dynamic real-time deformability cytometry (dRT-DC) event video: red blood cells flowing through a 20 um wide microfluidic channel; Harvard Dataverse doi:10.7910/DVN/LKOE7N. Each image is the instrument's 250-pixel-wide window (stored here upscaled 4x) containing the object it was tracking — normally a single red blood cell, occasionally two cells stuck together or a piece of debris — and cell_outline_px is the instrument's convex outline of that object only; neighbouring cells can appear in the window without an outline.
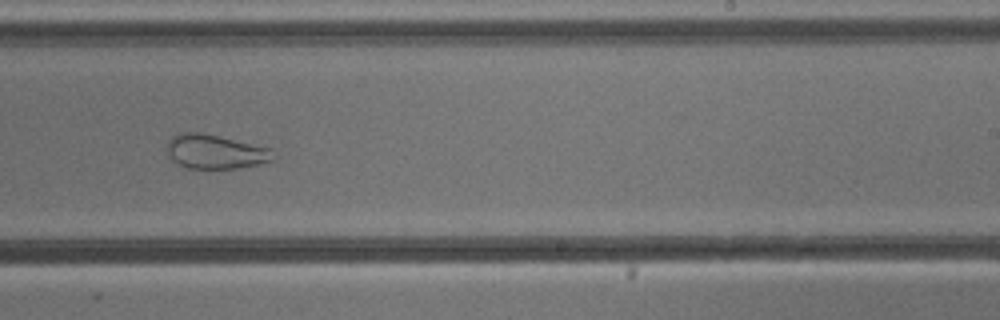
{"species": "common noctule bat (a hibernating species)", "species_latin": "Nyctalus noctula", "temperature_condition": "cold", "stored_images_in_passage": 52, "camera_frame_rate_fps": 3000, "um_per_image_px": 0.085, "animal": {"sex": "male", "body_mass_g": 13.3}, "frame": {"image": 1, "passage_image": 30, "time_ms": 9.667, "image_size_px": [1000, 320], "cell_outline_px": [[276, 156], [272, 160], [256, 164], [236, 168], [184, 168], [176, 164], [172, 160], [168, 152], [168, 140], [176, 132], [200, 132], [220, 136], [272, 148]], "centroid_in_image_um": [18.29, 12.88], "position_along_channel_um": 270.7, "area_um2": 21.33}}